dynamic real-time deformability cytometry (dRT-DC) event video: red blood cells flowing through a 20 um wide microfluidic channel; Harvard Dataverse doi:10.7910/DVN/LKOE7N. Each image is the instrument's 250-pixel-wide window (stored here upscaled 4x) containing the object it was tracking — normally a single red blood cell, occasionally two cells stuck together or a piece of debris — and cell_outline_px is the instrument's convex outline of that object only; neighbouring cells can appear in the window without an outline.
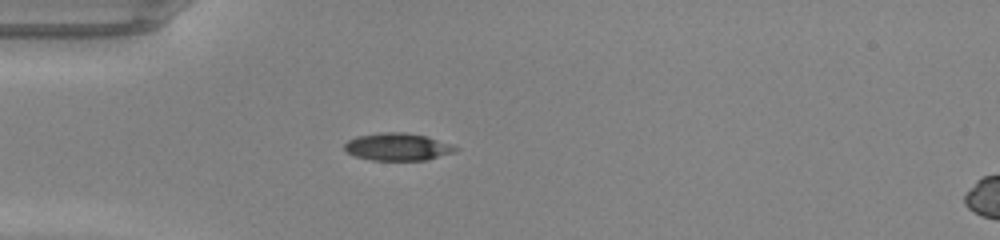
{"species": "common noctule bat (a hibernating species)", "species_latin": "Nyctalus noctula", "temperature_condition": "warm", "stored_images_in_passage": 50, "camera_frame_rate_fps": 3000, "um_per_image_px": 0.085, "animal": {"sex": "male", "body_mass_g": 20.0, "forearm_length_mm": 53.3}, "frame": {"image": 1, "passage_image": 16, "time_ms": 5.0, "image_size_px": [1000, 240], "cell_outline_px": [[460, 148], [456, 152], [428, 160], [372, 160], [356, 156], [348, 152], [344, 148], [344, 144], [348, 140], [356, 136], [380, 132], [404, 132], [428, 136], [452, 144]], "centroid_in_image_um": [33.85, 12.47], "position_along_channel_um": 51.2, "area_um2": 17.98}}
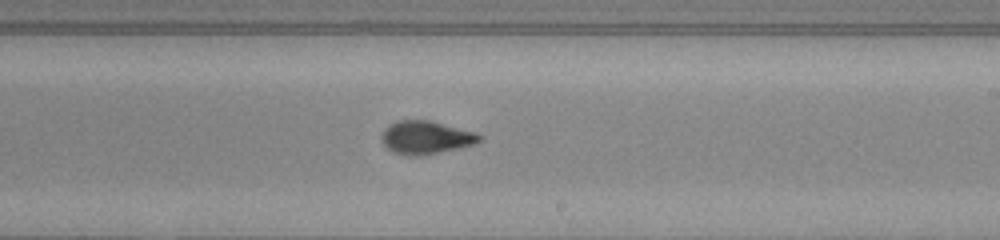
{"frame": {"image": 2, "passage_image": 31, "time_ms": 10.0, "image_size_px": [1000, 240], "cell_outline_px": [[484, 136], [476, 144], [420, 156], [412, 156], [396, 152], [388, 148], [380, 140], [380, 136], [384, 128], [388, 124], [396, 120], [432, 120], [476, 132]], "centroid_in_image_um": [36.2, 11.66], "position_along_channel_um": 252.8, "area_um2": 19.07}}
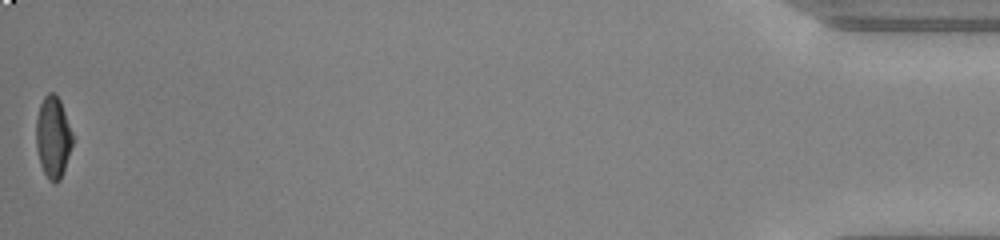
{"frame": {"image": 3, "passage_image": 50, "time_ms": 16.333, "image_size_px": [1000, 240], "cell_outline_px": [[72, 144], [60, 180], [56, 184], [48, 180], [40, 164], [36, 148], [36, 120], [40, 104], [44, 96], [48, 92], [56, 92], [60, 100], [72, 132]], "centroid_in_image_um": [4.49, 11.64], "position_along_channel_um": 430.7, "area_um2": 17.28}, "authors_computed_cell_mechanics": {"area_um2": 18.0625, "velocity_mm_per_s": 4.3027, "shape_relaxation_time_tau1_ms": 3.6954, "shape_relaxation_time_tau2_ms": 1.219, "deformation_change_tau1": 0.1801, "deformation_change_tau2": 0.0715}}